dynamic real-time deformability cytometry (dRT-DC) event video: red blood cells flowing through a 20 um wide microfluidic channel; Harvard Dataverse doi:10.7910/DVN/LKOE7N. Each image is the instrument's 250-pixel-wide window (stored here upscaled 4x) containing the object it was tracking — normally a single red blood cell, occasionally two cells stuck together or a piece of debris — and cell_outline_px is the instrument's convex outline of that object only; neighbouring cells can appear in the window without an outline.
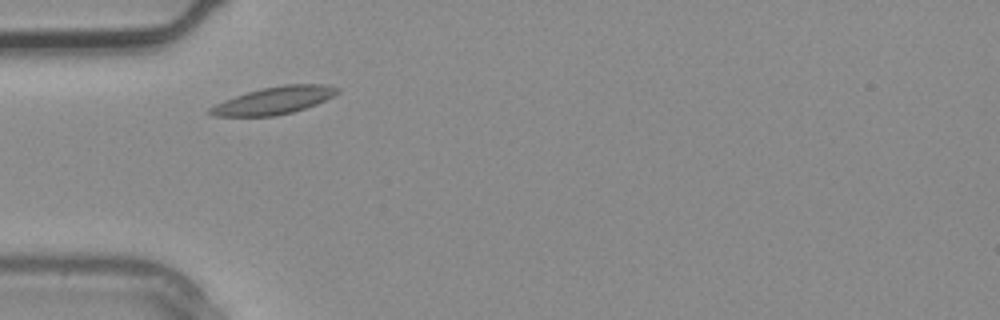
{"species": "common noctule bat (a hibernating species)", "species_latin": "Nyctalus noctula", "temperature_condition": "warm", "stored_images_in_passage": 2, "camera_frame_rate_fps": 3000, "um_per_image_px": 0.085, "animal": {"sex": "male", "body_mass_g": 20.4}, "frame": {"image": 1, "passage_image": 1, "time_ms": 0.0, "image_size_px": [1000, 320], "cell_outline_px": [[340, 92], [316, 104], [292, 112], [276, 116], [216, 116], [204, 112], [208, 108], [224, 100], [260, 88], [284, 84], [324, 84], [340, 88]], "centroid_in_image_um": [23.27, 8.54], "position_along_channel_um": 61.7, "area_um2": 20.29}}